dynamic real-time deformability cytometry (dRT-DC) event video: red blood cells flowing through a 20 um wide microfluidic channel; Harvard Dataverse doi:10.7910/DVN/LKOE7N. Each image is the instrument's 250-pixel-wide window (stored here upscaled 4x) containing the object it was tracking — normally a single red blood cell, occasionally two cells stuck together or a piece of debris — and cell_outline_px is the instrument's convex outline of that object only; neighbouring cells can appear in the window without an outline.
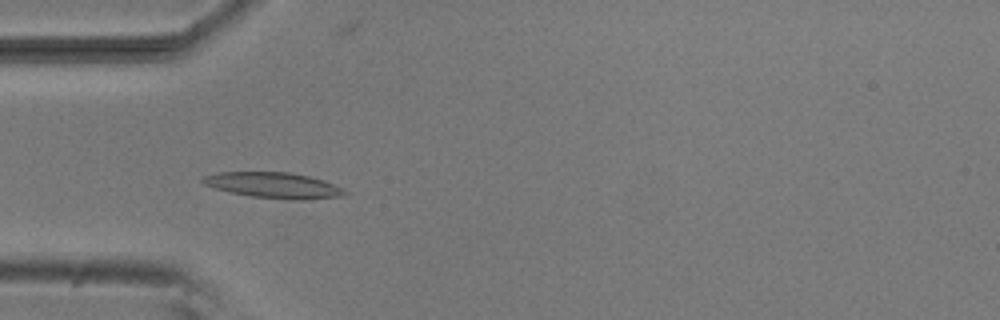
{"species": "common noctule bat (a hibernating species)", "species_latin": "Nyctalus noctula", "temperature_condition": "room temperature", "stored_images_in_passage": 37, "camera_frame_rate_fps": 3000, "um_per_image_px": 0.085, "animal": {"sex": "male", "body_mass_g": 20.5, "forearm_length_mm": 52.5}, "frame": {"image": 1, "passage_image": 3, "time_ms": 0.667, "image_size_px": [1000, 320], "cell_outline_px": [[348, 192], [340, 196], [304, 200], [292, 200], [252, 196], [232, 192], [216, 188], [204, 184], [200, 180], [200, 176], [220, 172], [288, 172], [308, 176], [324, 180], [344, 188]], "centroid_in_image_um": [23.26, 15.74], "position_along_channel_um": 61.7, "area_um2": 21.21}}
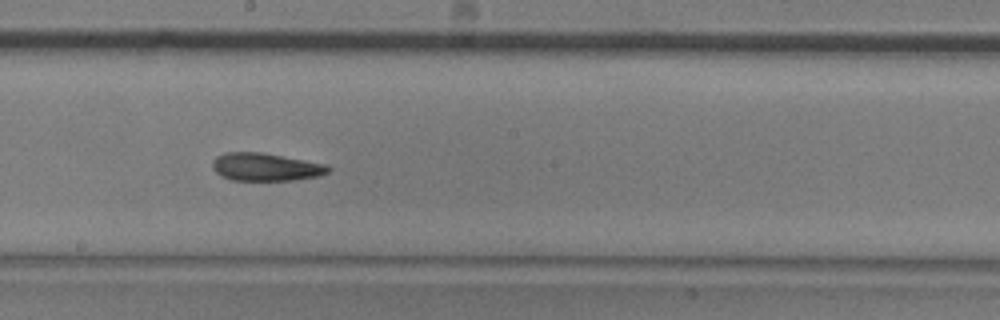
{"frame": {"image": 2, "passage_image": 16, "time_ms": 5.0, "image_size_px": [1000, 320], "cell_outline_px": [[332, 168], [328, 172], [320, 176], [292, 180], [232, 180], [220, 176], [212, 168], [212, 160], [216, 156], [224, 152], [260, 152], [328, 164]], "centroid_in_image_um": [22.57, 14.19], "position_along_channel_um": 225.6, "area_um2": 18.96}}
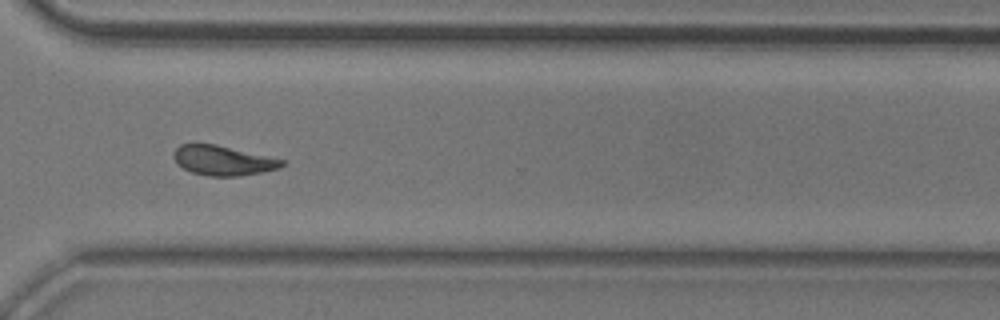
{"frame": {"image": 3, "passage_image": 26, "time_ms": 8.333, "image_size_px": [1000, 320], "cell_outline_px": [[288, 164], [280, 168], [240, 176], [208, 176], [192, 172], [176, 164], [172, 156], [172, 152], [180, 144], [216, 144], [284, 160]], "centroid_in_image_um": [18.93, 13.64], "position_along_channel_um": 351.7, "area_um2": 18.79}, "authors_computed_cell_mechanics": {"area_um2": 18.9006, "velocity_mm_per_s": 3.7953, "shape_relaxation_time_tau1_ms": 5.7373, "shape_relaxation_time_tau2_ms": 5.278, "deformation_change_tau1": 0.1656, "deformation_change_tau2": 0.0934}}